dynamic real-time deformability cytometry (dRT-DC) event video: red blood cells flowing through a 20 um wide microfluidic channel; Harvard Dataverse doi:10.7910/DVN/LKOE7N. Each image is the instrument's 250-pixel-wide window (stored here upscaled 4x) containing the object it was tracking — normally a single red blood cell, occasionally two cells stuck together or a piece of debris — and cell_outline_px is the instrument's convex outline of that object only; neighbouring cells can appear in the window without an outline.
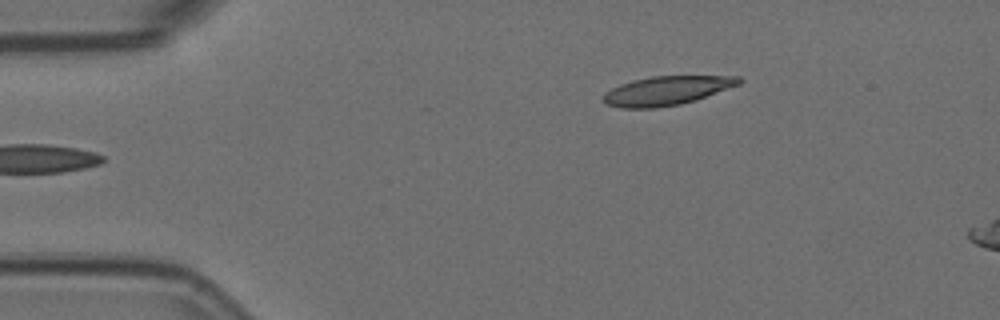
{"species": "Egyptian fruit bat (a non-hibernating species)", "species_latin": "Rousettus aegyptiacus", "temperature_condition": "room temperature", "stored_images_in_passage": 6, "camera_frame_rate_fps": 3000, "um_per_image_px": 0.085, "animal": {"sex": "female"}, "frame": {"image": 1, "passage_image": 6, "time_ms": 1.667, "image_size_px": [1000, 320], "cell_outline_px": [[744, 80], [740, 84], [696, 100], [680, 104], [656, 108], [624, 108], [608, 104], [604, 100], [604, 92], [620, 84], [652, 76], [740, 76]], "centroid_in_image_um": [56.71, 7.7], "position_along_channel_um": 28.3, "area_um2": 22.72}}